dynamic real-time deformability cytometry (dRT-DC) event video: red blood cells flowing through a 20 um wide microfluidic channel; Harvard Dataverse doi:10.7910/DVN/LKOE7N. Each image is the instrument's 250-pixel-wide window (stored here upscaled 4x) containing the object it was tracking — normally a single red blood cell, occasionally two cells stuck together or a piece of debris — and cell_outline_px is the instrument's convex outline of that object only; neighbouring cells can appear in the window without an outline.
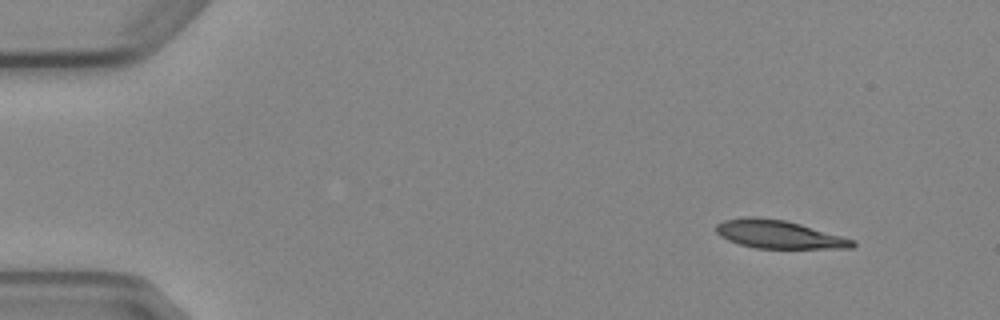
{"species": "Egyptian fruit bat (a non-hibernating species)", "species_latin": "Rousettus aegyptiacus", "temperature_condition": "cold", "stored_images_in_passage": 4, "segment_of_instrument_passage": [1, 2], "camera_frame_rate_fps": 3000, "um_per_image_px": 0.085, "animal": {"sex": "female"}, "frame": {"image": 1, "passage_image": 1, "time_ms": 0.0, "image_size_px": [1000, 320], "cell_outline_px": [[856, 244], [852, 248], [756, 248], [740, 244], [728, 240], [720, 236], [716, 232], [716, 224], [724, 220], [744, 216], [756, 216], [784, 220], [800, 224], [856, 240]], "centroid_in_image_um": [66.18, 19.91], "position_along_channel_um": 18.8, "area_um2": 22.37}}